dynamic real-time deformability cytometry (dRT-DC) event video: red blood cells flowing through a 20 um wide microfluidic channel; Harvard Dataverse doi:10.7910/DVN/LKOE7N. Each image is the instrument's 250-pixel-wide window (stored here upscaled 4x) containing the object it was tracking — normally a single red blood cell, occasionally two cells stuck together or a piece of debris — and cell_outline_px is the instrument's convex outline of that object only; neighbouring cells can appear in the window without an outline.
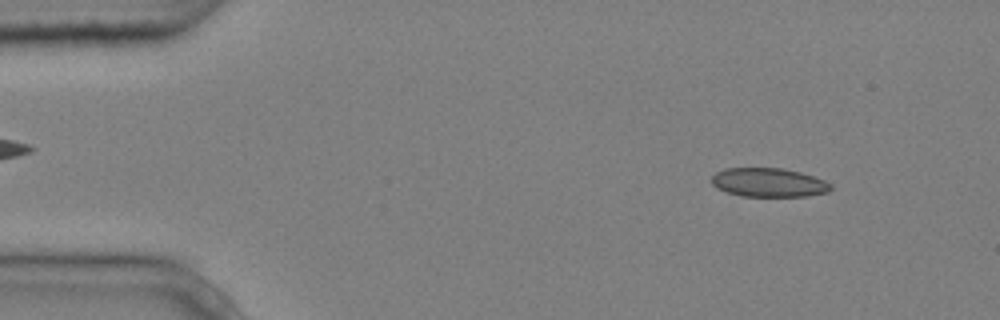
{"species": "common noctule bat (a hibernating species)", "species_latin": "Nyctalus noctula", "temperature_condition": "cold", "stored_images_in_passage": 6, "camera_frame_rate_fps": 3000, "um_per_image_px": 0.085, "animal": {"sex": "male", "body_mass_g": 20.4}, "frame": {"image": 1, "passage_image": 1, "time_ms": 0.0, "image_size_px": [1000, 320], "cell_outline_px": [[832, 188], [828, 192], [808, 196], [740, 196], [716, 188], [712, 184], [712, 176], [716, 172], [724, 168], [780, 168], [800, 172], [824, 180], [832, 184]], "centroid_in_image_um": [65.33, 15.51], "position_along_channel_um": 19.7, "area_um2": 20.06}}
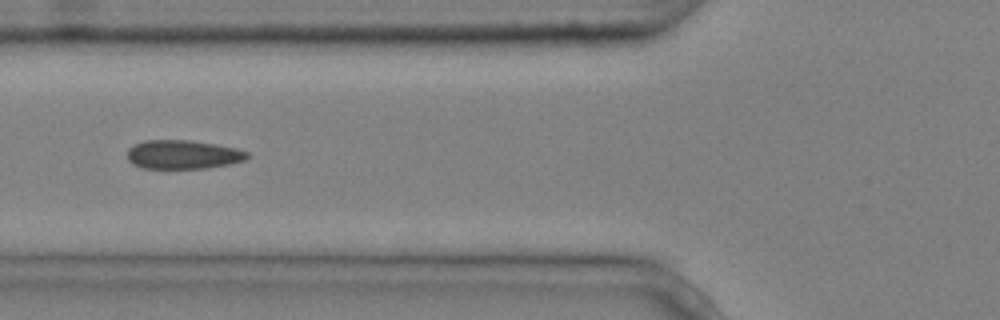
{"frame": {"image": 2, "passage_image": 5, "time_ms": 1.333, "image_size_px": [1000, 320], "cell_outline_px": [[252, 156], [244, 160], [228, 164], [204, 168], [144, 168], [132, 164], [128, 160], [128, 148], [144, 140], [188, 140], [216, 144], [236, 148], [248, 152]], "centroid_in_image_um": [15.56, 13.13], "position_along_channel_um": 110.2, "area_um2": 20.11}}